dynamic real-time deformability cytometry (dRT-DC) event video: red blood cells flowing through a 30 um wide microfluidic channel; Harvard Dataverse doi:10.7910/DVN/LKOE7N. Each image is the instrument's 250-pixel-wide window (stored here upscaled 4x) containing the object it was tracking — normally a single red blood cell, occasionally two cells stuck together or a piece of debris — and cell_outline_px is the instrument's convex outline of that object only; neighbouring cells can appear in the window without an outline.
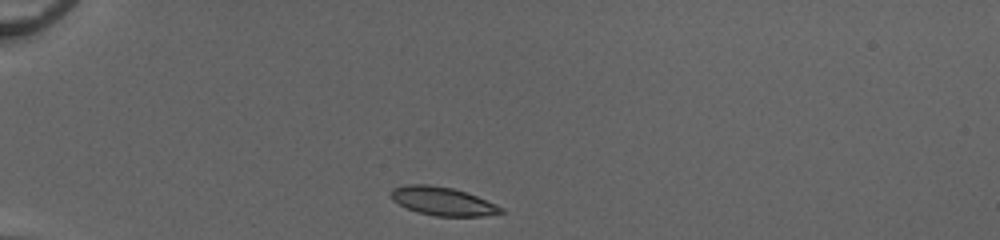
{"species": "common noctule bat (a hibernating species)", "species_latin": "Nyctalus noctula", "temperature_condition": "cold", "stored_images_in_passage": 33, "camera_frame_rate_fps": 3000, "um_per_image_px": 0.085, "animal": {"sex": "female", "body_mass_g": 20.0, "forearm_length_mm": 54.0}, "frame": {"image": 1, "passage_image": 1, "time_ms": 0.0, "image_size_px": [1000, 240], "cell_outline_px": [[504, 212], [484, 216], [436, 216], [416, 212], [392, 200], [392, 188], [404, 184], [428, 184], [452, 188], [476, 196], [496, 204], [504, 208]], "centroid_in_image_um": [37.62, 17.1], "position_along_channel_um": 47.4, "area_um2": 18.09}}
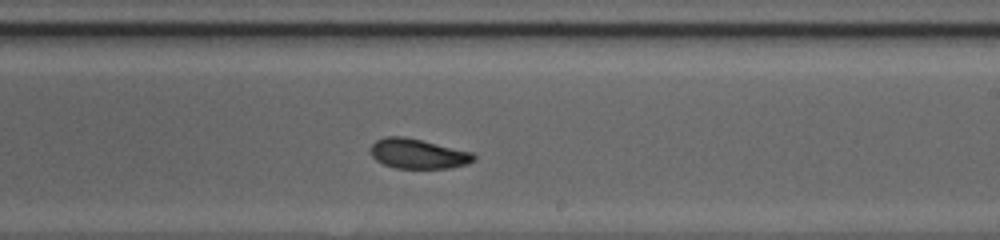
{"frame": {"image": 2, "passage_image": 19, "time_ms": 6.0, "image_size_px": [1000, 240], "cell_outline_px": [[476, 160], [468, 164], [448, 168], [396, 168], [384, 164], [376, 160], [372, 156], [372, 144], [376, 140], [384, 136], [404, 136], [472, 152], [476, 156]], "centroid_in_image_um": [35.55, 13.07], "position_along_channel_um": 253.5, "area_um2": 17.86}}
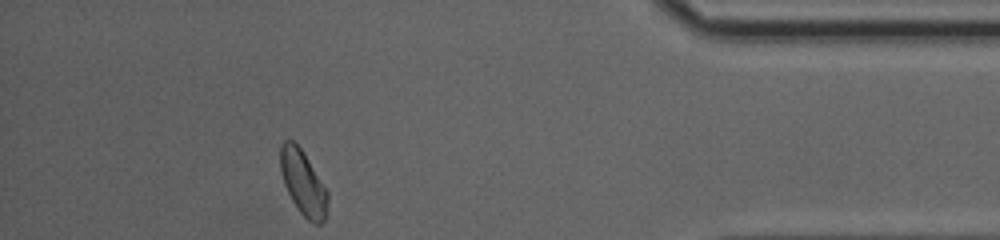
{"frame": {"image": 3, "passage_image": 33, "time_ms": 10.667, "image_size_px": [1000, 240], "cell_outline_px": [[328, 200], [324, 220], [320, 224], [312, 224], [300, 212], [292, 200], [284, 184], [280, 172], [280, 144], [284, 140], [292, 140], [300, 148], [328, 192]], "centroid_in_image_um": [25.74, 15.55], "position_along_channel_um": 409.5, "area_um2": 17.57}, "authors_computed_cell_mechanics": {"area_um2": 17.8602, "velocity_mm_per_s": 4.0981, "shape_relaxation_time_tau1_ms": 2.6639, "shape_relaxation_time_tau2_ms": 2.4768, "deformation_change_tau1": 0.1037, "deformation_change_tau2": 0.0791}}